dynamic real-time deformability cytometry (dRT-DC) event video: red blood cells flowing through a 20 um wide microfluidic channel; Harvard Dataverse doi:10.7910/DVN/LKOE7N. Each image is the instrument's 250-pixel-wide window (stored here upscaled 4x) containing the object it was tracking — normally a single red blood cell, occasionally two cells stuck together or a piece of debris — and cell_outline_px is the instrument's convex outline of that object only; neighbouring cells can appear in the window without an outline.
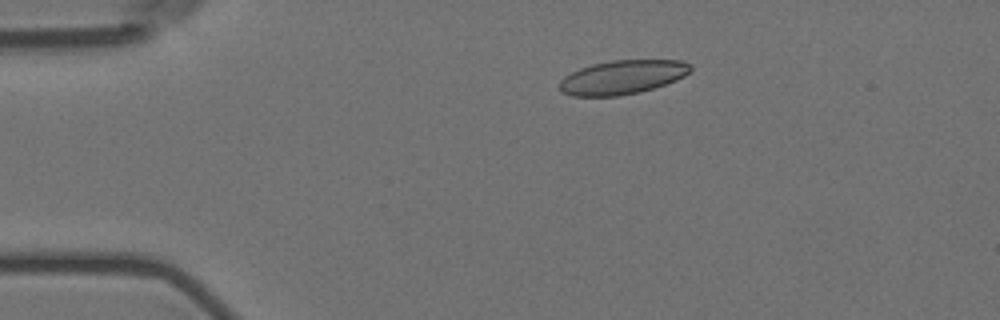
{"species": "Egyptian fruit bat (a non-hibernating species)", "species_latin": "Rousettus aegyptiacus", "temperature_condition": "room temperature", "stored_images_in_passage": 3, "camera_frame_rate_fps": 3000, "um_per_image_px": 0.085, "animal": {"sex": "female"}, "frame": {"image": 1, "passage_image": 1, "time_ms": 0.0, "image_size_px": [1000, 320], "cell_outline_px": [[692, 68], [684, 76], [676, 80], [640, 92], [616, 96], [572, 96], [560, 92], [560, 80], [564, 76], [580, 68], [592, 64], [612, 60], [680, 60], [692, 64]], "centroid_in_image_um": [52.89, 6.56], "position_along_channel_um": 32.1, "area_um2": 25.89}}
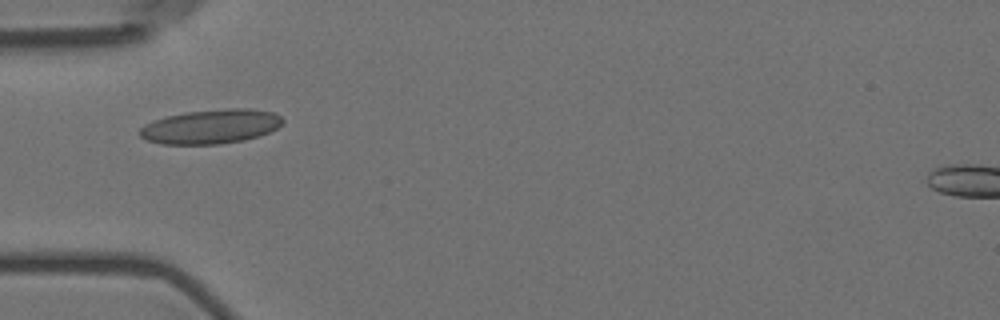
{"frame": {"image": 2, "passage_image": 3, "time_ms": 0.667, "image_size_px": [1000, 320], "cell_outline_px": [[284, 124], [260, 136], [244, 140], [220, 144], [160, 144], [148, 140], [140, 136], [140, 128], [144, 124], [152, 120], [164, 116], [188, 112], [228, 108], [252, 108], [272, 112], [280, 116], [284, 120]], "centroid_in_image_um": [17.93, 10.75], "position_along_channel_um": 67.1, "area_um2": 28.73}}